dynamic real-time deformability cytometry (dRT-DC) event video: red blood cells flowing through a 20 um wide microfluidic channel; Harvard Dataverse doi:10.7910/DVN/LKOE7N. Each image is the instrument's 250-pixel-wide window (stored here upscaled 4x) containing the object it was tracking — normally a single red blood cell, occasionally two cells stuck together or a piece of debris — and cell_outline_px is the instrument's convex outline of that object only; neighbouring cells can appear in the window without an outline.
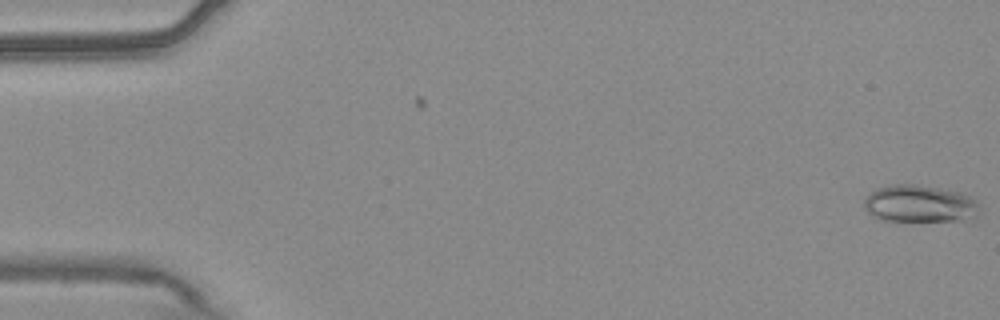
{"species": "common noctule bat (a hibernating species)", "species_latin": "Nyctalus noctula", "temperature_condition": "warm", "stored_images_in_passage": 4, "camera_frame_rate_fps": 3000, "um_per_image_px": 0.085, "animal": {"sex": "male", "body_mass_g": 20.4}, "frame": {"image": 1, "passage_image": 4, "time_ms": 1.0, "image_size_px": [1000, 320], "cell_outline_px": [[980, 208], [976, 216], [964, 220], [880, 220], [872, 216], [864, 208], [864, 200], [876, 188], [892, 184], [916, 184], [956, 192], [968, 196], [976, 200], [980, 204]], "centroid_in_image_um": [78.15, 17.32], "position_along_channel_um": 6.9, "area_um2": 24.74}}